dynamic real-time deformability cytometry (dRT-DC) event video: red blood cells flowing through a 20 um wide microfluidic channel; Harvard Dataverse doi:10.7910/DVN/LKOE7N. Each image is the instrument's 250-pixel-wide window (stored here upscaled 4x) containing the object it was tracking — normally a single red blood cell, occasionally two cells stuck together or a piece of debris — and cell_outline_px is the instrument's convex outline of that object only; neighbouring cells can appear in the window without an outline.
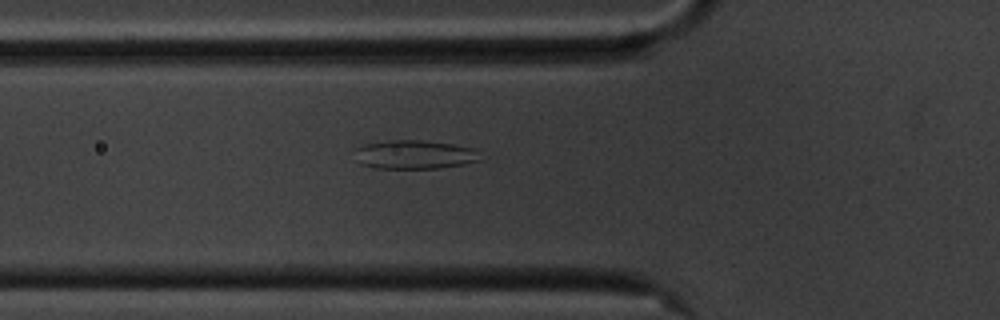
{"species": "common noctule bat (a hibernating species)", "species_latin": "Nyctalus noctula", "temperature_condition": "cold", "stored_images_in_passage": 40, "camera_frame_rate_fps": 3000, "um_per_image_px": 0.085, "animal": {"sex": "male", "body_mass_g": 20.1, "forearm_length_mm": 53.5}, "frame": {"image": 1, "passage_image": 4, "time_ms": 1.0, "image_size_px": [1000, 320], "cell_outline_px": [[484, 160], [464, 164], [440, 168], [376, 168], [360, 164], [352, 148], [364, 144], [392, 140], [420, 140], [452, 144], [472, 148]], "centroid_in_image_um": [35.2, 13.14], "position_along_channel_um": 90.6, "area_um2": 21.1}}
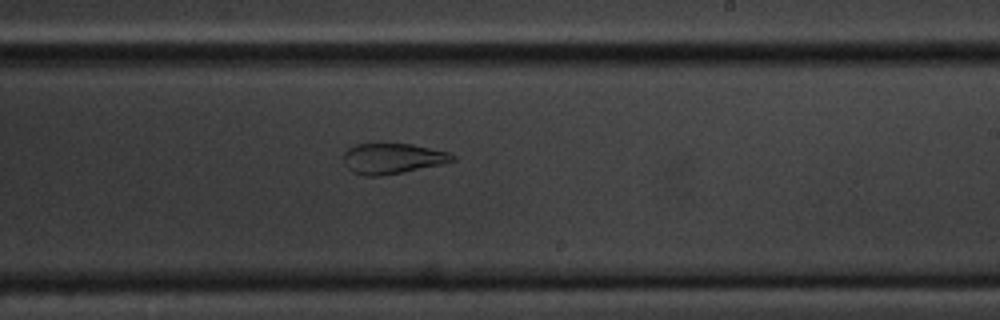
{"frame": {"image": 2, "passage_image": 18, "time_ms": 5.667, "image_size_px": [1000, 320], "cell_outline_px": [[456, 160], [440, 164], [380, 176], [364, 176], [352, 172], [344, 164], [344, 152], [348, 148], [356, 144], [384, 140], [412, 144], [448, 152], [456, 156]], "centroid_in_image_um": [33.3, 13.41], "position_along_channel_um": 255.7, "area_um2": 19.94}}
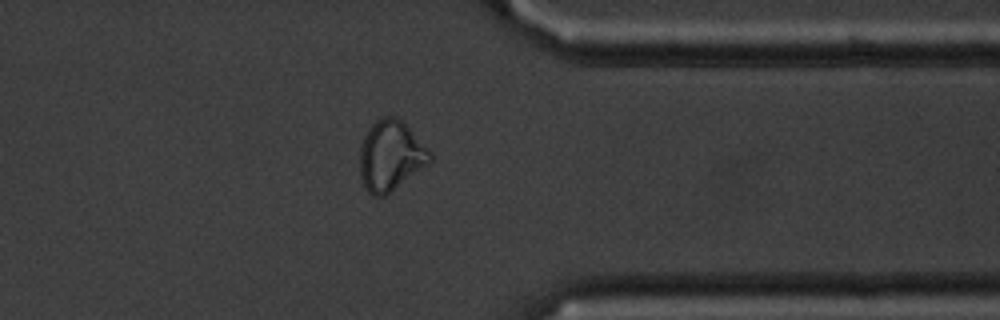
{"frame": {"image": 3, "passage_image": 29, "time_ms": 9.333, "image_size_px": [1000, 320], "cell_outline_px": [[432, 160], [428, 164], [384, 196], [372, 196], [368, 192], [360, 176], [360, 148], [364, 136], [368, 128], [380, 116], [396, 116], [432, 152]], "centroid_in_image_um": [33.19, 13.22], "position_along_channel_um": 378.2, "area_um2": 28.38}}